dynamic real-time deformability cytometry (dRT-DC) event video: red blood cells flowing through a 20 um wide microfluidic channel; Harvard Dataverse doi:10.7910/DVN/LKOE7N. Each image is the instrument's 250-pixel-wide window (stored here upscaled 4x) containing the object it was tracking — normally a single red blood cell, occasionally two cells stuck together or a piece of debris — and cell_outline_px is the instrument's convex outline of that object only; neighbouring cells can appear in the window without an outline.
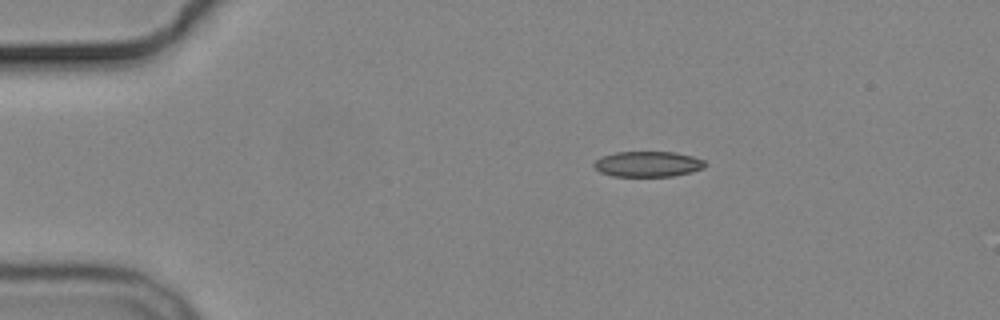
{"species": "common noctule bat (a hibernating species)", "species_latin": "Nyctalus noctula", "temperature_condition": "cold", "stored_images_in_passage": 6, "camera_frame_rate_fps": 3000, "um_per_image_px": 0.085, "animal": {"sex": "male", "body_mass_g": 19.2, "forearm_length_mm": 51.8}, "frame": {"image": 1, "passage_image": 1, "time_ms": 0.0, "image_size_px": [1000, 320], "cell_outline_px": [[708, 164], [704, 168], [692, 172], [672, 176], [612, 176], [600, 172], [592, 164], [596, 160], [604, 156], [616, 152], [676, 152], [692, 156], [704, 160]], "centroid_in_image_um": [55.11, 13.94], "position_along_channel_um": 29.9, "area_um2": 16.53}}
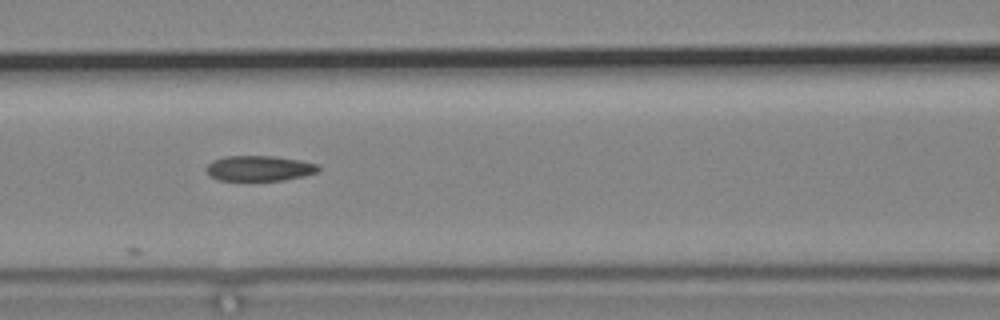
{"frame": {"image": 2, "passage_image": 5, "time_ms": 4.667, "image_size_px": [1000, 320], "cell_outline_px": [[320, 168], [316, 172], [304, 176], [284, 180], [216, 180], [204, 168], [212, 160], [224, 156], [272, 156], [300, 160], [316, 164]], "centroid_in_image_um": [22.01, 14.3], "position_along_channel_um": 144.6, "area_um2": 16.47}}
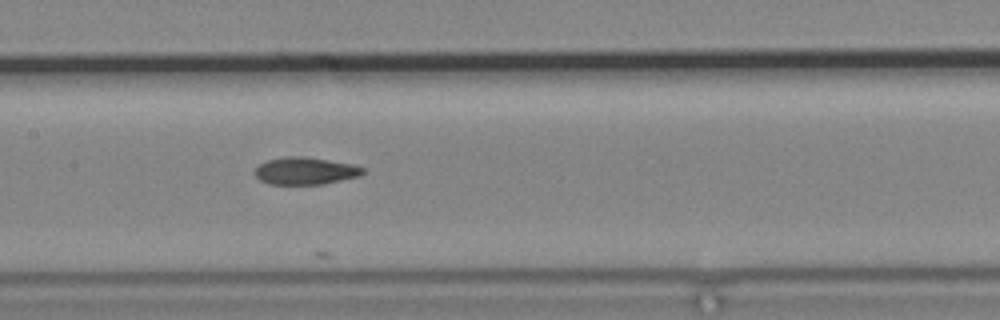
{"frame": {"image": 3, "passage_image": 6, "time_ms": 5.667, "image_size_px": [1000, 320], "cell_outline_px": [[364, 172], [360, 176], [320, 184], [268, 184], [260, 180], [256, 176], [256, 168], [260, 164], [268, 160], [288, 156], [292, 156], [328, 160], [352, 164], [364, 168]], "centroid_in_image_um": [25.95, 14.53], "position_along_channel_um": 181.5, "area_um2": 16.76}}